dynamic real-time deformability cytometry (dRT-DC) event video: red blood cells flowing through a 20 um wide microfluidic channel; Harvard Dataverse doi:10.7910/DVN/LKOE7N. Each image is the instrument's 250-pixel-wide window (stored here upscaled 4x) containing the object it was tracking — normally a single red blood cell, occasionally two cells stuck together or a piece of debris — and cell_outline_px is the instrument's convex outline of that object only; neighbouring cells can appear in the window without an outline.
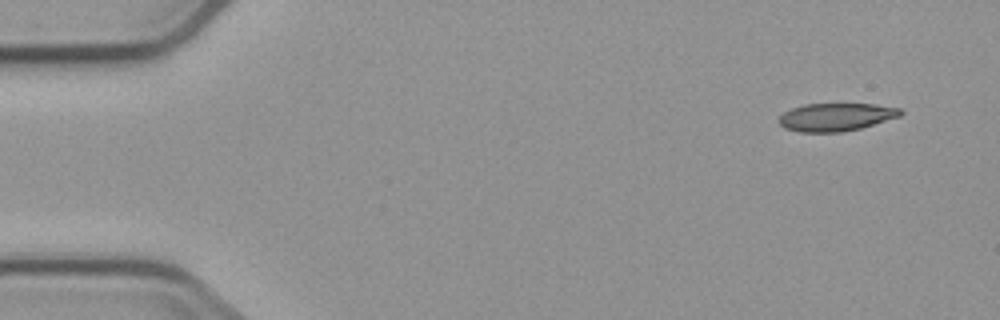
{"species": "common noctule bat (a hibernating species)", "species_latin": "Nyctalus noctula", "temperature_condition": "cold", "stored_images_in_passage": 6, "camera_frame_rate_fps": 3000, "um_per_image_px": 0.085, "animal": {"sex": "male", "body_mass_g": 23.1, "forearm_length_mm": 52.7}, "frame": {"image": 1, "passage_image": 1, "time_ms": 0.0, "image_size_px": [1000, 320], "cell_outline_px": [[904, 112], [900, 116], [860, 128], [840, 132], [800, 132], [784, 128], [776, 120], [784, 112], [792, 108], [804, 104], [876, 104], [900, 108]], "centroid_in_image_um": [71.04, 9.94], "position_along_channel_um": 14.0, "area_um2": 19.77}}
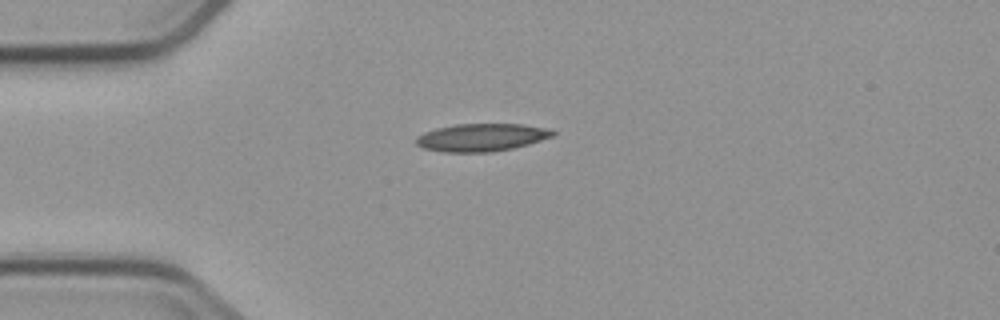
{"frame": {"image": 2, "passage_image": 4, "time_ms": 3.333, "image_size_px": [1000, 320], "cell_outline_px": [[556, 132], [552, 136], [528, 144], [512, 148], [488, 152], [444, 152], [424, 148], [416, 144], [416, 136], [424, 132], [436, 128], [456, 124], [524, 124], [548, 128]], "centroid_in_image_um": [40.91, 11.67], "position_along_channel_um": 44.1, "area_um2": 21.96}}
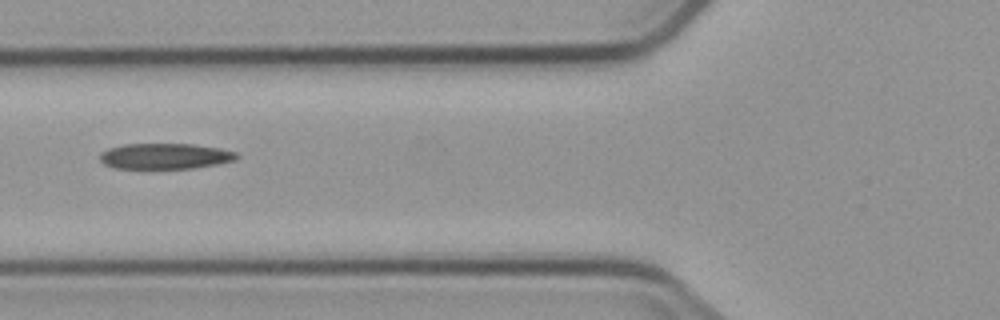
{"frame": {"image": 3, "passage_image": 6, "time_ms": 5.667, "image_size_px": [1000, 320], "cell_outline_px": [[240, 156], [236, 160], [216, 164], [192, 168], [112, 168], [104, 164], [100, 160], [100, 152], [108, 148], [124, 144], [192, 144], [220, 148], [236, 152]], "centroid_in_image_um": [14.02, 13.27], "position_along_channel_um": 111.8, "area_um2": 20.52}}